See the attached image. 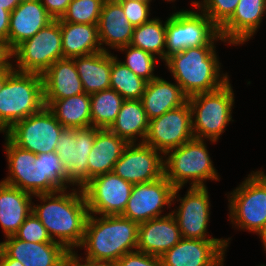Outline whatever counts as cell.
Listing matches in <instances>:
<instances>
[{
    "mask_svg": "<svg viewBox=\"0 0 266 266\" xmlns=\"http://www.w3.org/2000/svg\"><path fill=\"white\" fill-rule=\"evenodd\" d=\"M71 191L34 195L41 204L32 202V213L41 221L52 241L67 250H75L81 245L89 216L82 189L74 187Z\"/></svg>",
    "mask_w": 266,
    "mask_h": 266,
    "instance_id": "1",
    "label": "cell"
},
{
    "mask_svg": "<svg viewBox=\"0 0 266 266\" xmlns=\"http://www.w3.org/2000/svg\"><path fill=\"white\" fill-rule=\"evenodd\" d=\"M139 224L121 215L89 214L80 249L92 260L116 262L137 250Z\"/></svg>",
    "mask_w": 266,
    "mask_h": 266,
    "instance_id": "2",
    "label": "cell"
},
{
    "mask_svg": "<svg viewBox=\"0 0 266 266\" xmlns=\"http://www.w3.org/2000/svg\"><path fill=\"white\" fill-rule=\"evenodd\" d=\"M215 48L190 47L165 60V66L187 97L215 91L230 80L228 73L223 74L220 70L221 63Z\"/></svg>",
    "mask_w": 266,
    "mask_h": 266,
    "instance_id": "3",
    "label": "cell"
},
{
    "mask_svg": "<svg viewBox=\"0 0 266 266\" xmlns=\"http://www.w3.org/2000/svg\"><path fill=\"white\" fill-rule=\"evenodd\" d=\"M205 142L193 138L163 155L164 177L175 188H183L187 183L190 187H206V180L220 181Z\"/></svg>",
    "mask_w": 266,
    "mask_h": 266,
    "instance_id": "4",
    "label": "cell"
},
{
    "mask_svg": "<svg viewBox=\"0 0 266 266\" xmlns=\"http://www.w3.org/2000/svg\"><path fill=\"white\" fill-rule=\"evenodd\" d=\"M44 106L42 75L13 70L0 91V133Z\"/></svg>",
    "mask_w": 266,
    "mask_h": 266,
    "instance_id": "5",
    "label": "cell"
},
{
    "mask_svg": "<svg viewBox=\"0 0 266 266\" xmlns=\"http://www.w3.org/2000/svg\"><path fill=\"white\" fill-rule=\"evenodd\" d=\"M230 80L212 92L198 93L188 97L192 113V130L196 139L218 142L232 119L234 91Z\"/></svg>",
    "mask_w": 266,
    "mask_h": 266,
    "instance_id": "6",
    "label": "cell"
},
{
    "mask_svg": "<svg viewBox=\"0 0 266 266\" xmlns=\"http://www.w3.org/2000/svg\"><path fill=\"white\" fill-rule=\"evenodd\" d=\"M227 198L232 226L260 236L266 228V173L252 171Z\"/></svg>",
    "mask_w": 266,
    "mask_h": 266,
    "instance_id": "7",
    "label": "cell"
},
{
    "mask_svg": "<svg viewBox=\"0 0 266 266\" xmlns=\"http://www.w3.org/2000/svg\"><path fill=\"white\" fill-rule=\"evenodd\" d=\"M169 16L166 20L165 60L190 47L215 46V41L219 40L226 42L219 28L200 10L181 9Z\"/></svg>",
    "mask_w": 266,
    "mask_h": 266,
    "instance_id": "8",
    "label": "cell"
},
{
    "mask_svg": "<svg viewBox=\"0 0 266 266\" xmlns=\"http://www.w3.org/2000/svg\"><path fill=\"white\" fill-rule=\"evenodd\" d=\"M63 58L60 21L53 20L13 49L14 70L42 75ZM15 59V60H14ZM16 66V67H15Z\"/></svg>",
    "mask_w": 266,
    "mask_h": 266,
    "instance_id": "9",
    "label": "cell"
},
{
    "mask_svg": "<svg viewBox=\"0 0 266 266\" xmlns=\"http://www.w3.org/2000/svg\"><path fill=\"white\" fill-rule=\"evenodd\" d=\"M64 127L44 106L39 112L14 123L4 134L16 146L35 154L56 151Z\"/></svg>",
    "mask_w": 266,
    "mask_h": 266,
    "instance_id": "10",
    "label": "cell"
},
{
    "mask_svg": "<svg viewBox=\"0 0 266 266\" xmlns=\"http://www.w3.org/2000/svg\"><path fill=\"white\" fill-rule=\"evenodd\" d=\"M99 128H64L57 139L56 154L67 174V183L82 188L89 181L88 156Z\"/></svg>",
    "mask_w": 266,
    "mask_h": 266,
    "instance_id": "11",
    "label": "cell"
},
{
    "mask_svg": "<svg viewBox=\"0 0 266 266\" xmlns=\"http://www.w3.org/2000/svg\"><path fill=\"white\" fill-rule=\"evenodd\" d=\"M180 189L175 188L173 200L180 204L176 210L171 211L174 216L182 238L200 240H226L227 246L231 238H213L207 234L208 223L210 222V198L206 187H188L184 197L178 194ZM178 194V195H177ZM178 198V199H177ZM209 235V237L207 236Z\"/></svg>",
    "mask_w": 266,
    "mask_h": 266,
    "instance_id": "12",
    "label": "cell"
},
{
    "mask_svg": "<svg viewBox=\"0 0 266 266\" xmlns=\"http://www.w3.org/2000/svg\"><path fill=\"white\" fill-rule=\"evenodd\" d=\"M133 184L123 180L113 171L95 176L81 189L89 214L121 215L130 198Z\"/></svg>",
    "mask_w": 266,
    "mask_h": 266,
    "instance_id": "13",
    "label": "cell"
},
{
    "mask_svg": "<svg viewBox=\"0 0 266 266\" xmlns=\"http://www.w3.org/2000/svg\"><path fill=\"white\" fill-rule=\"evenodd\" d=\"M193 138L192 113L187 101L181 107L151 119L143 143L165 154Z\"/></svg>",
    "mask_w": 266,
    "mask_h": 266,
    "instance_id": "14",
    "label": "cell"
},
{
    "mask_svg": "<svg viewBox=\"0 0 266 266\" xmlns=\"http://www.w3.org/2000/svg\"><path fill=\"white\" fill-rule=\"evenodd\" d=\"M175 187L164 176L158 180L134 184L126 208L121 216L138 224L159 218L163 207L170 209Z\"/></svg>",
    "mask_w": 266,
    "mask_h": 266,
    "instance_id": "15",
    "label": "cell"
},
{
    "mask_svg": "<svg viewBox=\"0 0 266 266\" xmlns=\"http://www.w3.org/2000/svg\"><path fill=\"white\" fill-rule=\"evenodd\" d=\"M162 155L144 143L128 144L114 164L113 172L133 185L158 180L164 176Z\"/></svg>",
    "mask_w": 266,
    "mask_h": 266,
    "instance_id": "16",
    "label": "cell"
},
{
    "mask_svg": "<svg viewBox=\"0 0 266 266\" xmlns=\"http://www.w3.org/2000/svg\"><path fill=\"white\" fill-rule=\"evenodd\" d=\"M226 240L182 238L160 258L162 266H224Z\"/></svg>",
    "mask_w": 266,
    "mask_h": 266,
    "instance_id": "17",
    "label": "cell"
},
{
    "mask_svg": "<svg viewBox=\"0 0 266 266\" xmlns=\"http://www.w3.org/2000/svg\"><path fill=\"white\" fill-rule=\"evenodd\" d=\"M4 146L9 176L1 181L33 196L42 194L41 154L21 149L6 136Z\"/></svg>",
    "mask_w": 266,
    "mask_h": 266,
    "instance_id": "18",
    "label": "cell"
},
{
    "mask_svg": "<svg viewBox=\"0 0 266 266\" xmlns=\"http://www.w3.org/2000/svg\"><path fill=\"white\" fill-rule=\"evenodd\" d=\"M5 238L0 248L24 266H64L68 250L60 243L25 242L14 235Z\"/></svg>",
    "mask_w": 266,
    "mask_h": 266,
    "instance_id": "19",
    "label": "cell"
},
{
    "mask_svg": "<svg viewBox=\"0 0 266 266\" xmlns=\"http://www.w3.org/2000/svg\"><path fill=\"white\" fill-rule=\"evenodd\" d=\"M266 15V0H239L232 17L219 29L223 40L241 45L254 36Z\"/></svg>",
    "mask_w": 266,
    "mask_h": 266,
    "instance_id": "20",
    "label": "cell"
},
{
    "mask_svg": "<svg viewBox=\"0 0 266 266\" xmlns=\"http://www.w3.org/2000/svg\"><path fill=\"white\" fill-rule=\"evenodd\" d=\"M181 239L178 224L169 211L165 216L139 224L137 250L161 257Z\"/></svg>",
    "mask_w": 266,
    "mask_h": 266,
    "instance_id": "21",
    "label": "cell"
},
{
    "mask_svg": "<svg viewBox=\"0 0 266 266\" xmlns=\"http://www.w3.org/2000/svg\"><path fill=\"white\" fill-rule=\"evenodd\" d=\"M53 20L40 0H23L10 14L7 40L9 47L13 50Z\"/></svg>",
    "mask_w": 266,
    "mask_h": 266,
    "instance_id": "22",
    "label": "cell"
},
{
    "mask_svg": "<svg viewBox=\"0 0 266 266\" xmlns=\"http://www.w3.org/2000/svg\"><path fill=\"white\" fill-rule=\"evenodd\" d=\"M134 28L125 17L122 6L117 0L104 1L98 22V35L102 51L110 52L105 46L117 50L130 45Z\"/></svg>",
    "mask_w": 266,
    "mask_h": 266,
    "instance_id": "23",
    "label": "cell"
},
{
    "mask_svg": "<svg viewBox=\"0 0 266 266\" xmlns=\"http://www.w3.org/2000/svg\"><path fill=\"white\" fill-rule=\"evenodd\" d=\"M42 80L44 100H60L85 93L74 59L57 60L42 74Z\"/></svg>",
    "mask_w": 266,
    "mask_h": 266,
    "instance_id": "24",
    "label": "cell"
},
{
    "mask_svg": "<svg viewBox=\"0 0 266 266\" xmlns=\"http://www.w3.org/2000/svg\"><path fill=\"white\" fill-rule=\"evenodd\" d=\"M33 195L0 181V226L5 237L14 235L32 212Z\"/></svg>",
    "mask_w": 266,
    "mask_h": 266,
    "instance_id": "25",
    "label": "cell"
},
{
    "mask_svg": "<svg viewBox=\"0 0 266 266\" xmlns=\"http://www.w3.org/2000/svg\"><path fill=\"white\" fill-rule=\"evenodd\" d=\"M187 99L188 97L182 92L177 82L170 83L157 76L147 82L141 102L148 119L151 120L167 111L181 107Z\"/></svg>",
    "mask_w": 266,
    "mask_h": 266,
    "instance_id": "26",
    "label": "cell"
},
{
    "mask_svg": "<svg viewBox=\"0 0 266 266\" xmlns=\"http://www.w3.org/2000/svg\"><path fill=\"white\" fill-rule=\"evenodd\" d=\"M127 145L110 129H98L88 156L89 181L95 176L112 172Z\"/></svg>",
    "mask_w": 266,
    "mask_h": 266,
    "instance_id": "27",
    "label": "cell"
},
{
    "mask_svg": "<svg viewBox=\"0 0 266 266\" xmlns=\"http://www.w3.org/2000/svg\"><path fill=\"white\" fill-rule=\"evenodd\" d=\"M73 59L86 94L110 88L112 53L101 51Z\"/></svg>",
    "mask_w": 266,
    "mask_h": 266,
    "instance_id": "28",
    "label": "cell"
},
{
    "mask_svg": "<svg viewBox=\"0 0 266 266\" xmlns=\"http://www.w3.org/2000/svg\"><path fill=\"white\" fill-rule=\"evenodd\" d=\"M63 58H76L101 52L98 25L60 22Z\"/></svg>",
    "mask_w": 266,
    "mask_h": 266,
    "instance_id": "29",
    "label": "cell"
},
{
    "mask_svg": "<svg viewBox=\"0 0 266 266\" xmlns=\"http://www.w3.org/2000/svg\"><path fill=\"white\" fill-rule=\"evenodd\" d=\"M149 121L141 100H124L115 122L109 129L128 144L137 143L138 139L139 143H143Z\"/></svg>",
    "mask_w": 266,
    "mask_h": 266,
    "instance_id": "30",
    "label": "cell"
},
{
    "mask_svg": "<svg viewBox=\"0 0 266 266\" xmlns=\"http://www.w3.org/2000/svg\"><path fill=\"white\" fill-rule=\"evenodd\" d=\"M44 105L64 128L91 127V100L89 94L82 93L60 100H44Z\"/></svg>",
    "mask_w": 266,
    "mask_h": 266,
    "instance_id": "31",
    "label": "cell"
},
{
    "mask_svg": "<svg viewBox=\"0 0 266 266\" xmlns=\"http://www.w3.org/2000/svg\"><path fill=\"white\" fill-rule=\"evenodd\" d=\"M91 126L109 129L115 122L124 98L114 89H106L90 95Z\"/></svg>",
    "mask_w": 266,
    "mask_h": 266,
    "instance_id": "32",
    "label": "cell"
},
{
    "mask_svg": "<svg viewBox=\"0 0 266 266\" xmlns=\"http://www.w3.org/2000/svg\"><path fill=\"white\" fill-rule=\"evenodd\" d=\"M166 21L162 23L159 18H152L134 28L130 45L154 55L165 61Z\"/></svg>",
    "mask_w": 266,
    "mask_h": 266,
    "instance_id": "33",
    "label": "cell"
},
{
    "mask_svg": "<svg viewBox=\"0 0 266 266\" xmlns=\"http://www.w3.org/2000/svg\"><path fill=\"white\" fill-rule=\"evenodd\" d=\"M147 81L137 76L117 58L112 55L110 73V88L118 92L125 100H141Z\"/></svg>",
    "mask_w": 266,
    "mask_h": 266,
    "instance_id": "34",
    "label": "cell"
},
{
    "mask_svg": "<svg viewBox=\"0 0 266 266\" xmlns=\"http://www.w3.org/2000/svg\"><path fill=\"white\" fill-rule=\"evenodd\" d=\"M42 194L69 189L67 174L56 151L41 154Z\"/></svg>",
    "mask_w": 266,
    "mask_h": 266,
    "instance_id": "35",
    "label": "cell"
},
{
    "mask_svg": "<svg viewBox=\"0 0 266 266\" xmlns=\"http://www.w3.org/2000/svg\"><path fill=\"white\" fill-rule=\"evenodd\" d=\"M117 51H125L126 59L123 61L120 60V62L137 76L143 78L147 82L157 77L154 75V69L156 61L159 62V60H157L154 55L132 45L120 47Z\"/></svg>",
    "mask_w": 266,
    "mask_h": 266,
    "instance_id": "36",
    "label": "cell"
},
{
    "mask_svg": "<svg viewBox=\"0 0 266 266\" xmlns=\"http://www.w3.org/2000/svg\"><path fill=\"white\" fill-rule=\"evenodd\" d=\"M105 0H72L60 22L98 25Z\"/></svg>",
    "mask_w": 266,
    "mask_h": 266,
    "instance_id": "37",
    "label": "cell"
},
{
    "mask_svg": "<svg viewBox=\"0 0 266 266\" xmlns=\"http://www.w3.org/2000/svg\"><path fill=\"white\" fill-rule=\"evenodd\" d=\"M239 0L192 1L194 8L206 14L220 29L234 14Z\"/></svg>",
    "mask_w": 266,
    "mask_h": 266,
    "instance_id": "38",
    "label": "cell"
},
{
    "mask_svg": "<svg viewBox=\"0 0 266 266\" xmlns=\"http://www.w3.org/2000/svg\"><path fill=\"white\" fill-rule=\"evenodd\" d=\"M14 236L25 242L58 243L52 241L41 221L31 212Z\"/></svg>",
    "mask_w": 266,
    "mask_h": 266,
    "instance_id": "39",
    "label": "cell"
},
{
    "mask_svg": "<svg viewBox=\"0 0 266 266\" xmlns=\"http://www.w3.org/2000/svg\"><path fill=\"white\" fill-rule=\"evenodd\" d=\"M123 9L125 17L130 23L136 27L143 23L149 22L150 19V5L149 1L143 0H117Z\"/></svg>",
    "mask_w": 266,
    "mask_h": 266,
    "instance_id": "40",
    "label": "cell"
},
{
    "mask_svg": "<svg viewBox=\"0 0 266 266\" xmlns=\"http://www.w3.org/2000/svg\"><path fill=\"white\" fill-rule=\"evenodd\" d=\"M117 266H162L160 257L135 250L116 261Z\"/></svg>",
    "mask_w": 266,
    "mask_h": 266,
    "instance_id": "41",
    "label": "cell"
},
{
    "mask_svg": "<svg viewBox=\"0 0 266 266\" xmlns=\"http://www.w3.org/2000/svg\"><path fill=\"white\" fill-rule=\"evenodd\" d=\"M64 266H117V264L112 261L92 260L86 257L83 258L78 256L75 250H68Z\"/></svg>",
    "mask_w": 266,
    "mask_h": 266,
    "instance_id": "42",
    "label": "cell"
},
{
    "mask_svg": "<svg viewBox=\"0 0 266 266\" xmlns=\"http://www.w3.org/2000/svg\"><path fill=\"white\" fill-rule=\"evenodd\" d=\"M48 14L54 19H61L72 0H40Z\"/></svg>",
    "mask_w": 266,
    "mask_h": 266,
    "instance_id": "43",
    "label": "cell"
},
{
    "mask_svg": "<svg viewBox=\"0 0 266 266\" xmlns=\"http://www.w3.org/2000/svg\"><path fill=\"white\" fill-rule=\"evenodd\" d=\"M13 50L9 47L6 40L0 39V70L1 69H14Z\"/></svg>",
    "mask_w": 266,
    "mask_h": 266,
    "instance_id": "44",
    "label": "cell"
},
{
    "mask_svg": "<svg viewBox=\"0 0 266 266\" xmlns=\"http://www.w3.org/2000/svg\"><path fill=\"white\" fill-rule=\"evenodd\" d=\"M11 12L0 6V39L8 40L9 21Z\"/></svg>",
    "mask_w": 266,
    "mask_h": 266,
    "instance_id": "45",
    "label": "cell"
},
{
    "mask_svg": "<svg viewBox=\"0 0 266 266\" xmlns=\"http://www.w3.org/2000/svg\"><path fill=\"white\" fill-rule=\"evenodd\" d=\"M0 266H24L20 261L10 258L1 248H0Z\"/></svg>",
    "mask_w": 266,
    "mask_h": 266,
    "instance_id": "46",
    "label": "cell"
},
{
    "mask_svg": "<svg viewBox=\"0 0 266 266\" xmlns=\"http://www.w3.org/2000/svg\"><path fill=\"white\" fill-rule=\"evenodd\" d=\"M22 1L23 0H0V6H2L3 9L12 12Z\"/></svg>",
    "mask_w": 266,
    "mask_h": 266,
    "instance_id": "47",
    "label": "cell"
},
{
    "mask_svg": "<svg viewBox=\"0 0 266 266\" xmlns=\"http://www.w3.org/2000/svg\"><path fill=\"white\" fill-rule=\"evenodd\" d=\"M14 69H1L0 70V91L7 80V76L13 71Z\"/></svg>",
    "mask_w": 266,
    "mask_h": 266,
    "instance_id": "48",
    "label": "cell"
},
{
    "mask_svg": "<svg viewBox=\"0 0 266 266\" xmlns=\"http://www.w3.org/2000/svg\"><path fill=\"white\" fill-rule=\"evenodd\" d=\"M259 238L261 239L264 251L266 252V228L265 230L260 234Z\"/></svg>",
    "mask_w": 266,
    "mask_h": 266,
    "instance_id": "49",
    "label": "cell"
},
{
    "mask_svg": "<svg viewBox=\"0 0 266 266\" xmlns=\"http://www.w3.org/2000/svg\"><path fill=\"white\" fill-rule=\"evenodd\" d=\"M165 1H167V2H168V1H169V2H174V1H176V0H165Z\"/></svg>",
    "mask_w": 266,
    "mask_h": 266,
    "instance_id": "50",
    "label": "cell"
}]
</instances>
